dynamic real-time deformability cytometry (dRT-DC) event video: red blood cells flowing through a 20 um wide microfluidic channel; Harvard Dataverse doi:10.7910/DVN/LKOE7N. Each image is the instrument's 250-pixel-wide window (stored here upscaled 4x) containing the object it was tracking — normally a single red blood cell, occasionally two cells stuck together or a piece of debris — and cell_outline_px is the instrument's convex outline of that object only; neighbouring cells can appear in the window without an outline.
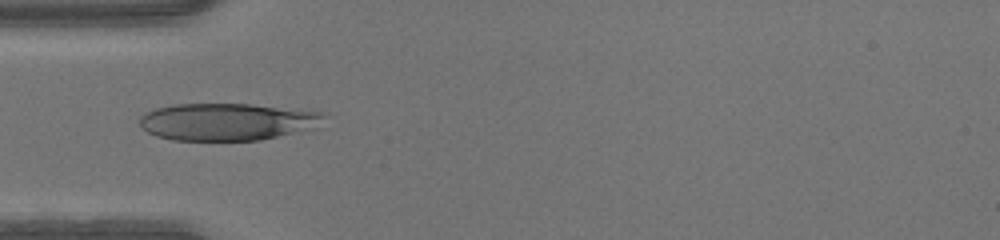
{"species": "human", "species_latin": "Homo sapiens", "temperature_condition": "warm", "stored_images_in_passage": 33, "camera_frame_rate_fps": 3000, "um_per_image_px": 0.085, "donor": {"sex": "male"}, "frame": {"image": 1, "passage_image": 1, "time_ms": 0.0, "image_size_px": [1000, 240], "cell_outline_px": [[324, 116], [316, 128], [260, 140], [172, 140], [156, 136], [148, 132], [140, 124], [140, 116], [144, 112], [156, 108], [172, 104], [252, 104], [324, 112]], "centroid_in_image_um": [19.29, 10.34], "position_along_channel_um": 65.7, "area_um2": 40.0}}
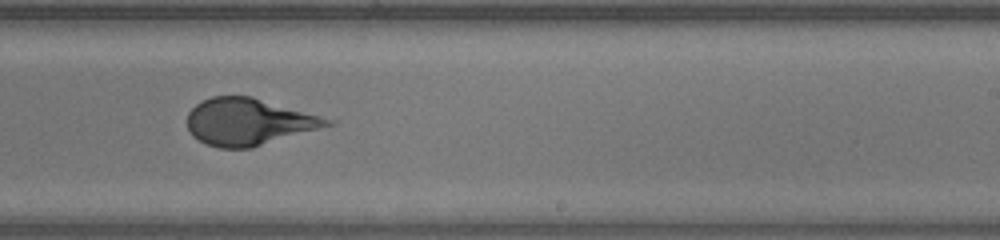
{"frame": {"image": 2, "passage_image": 15, "time_ms": 4.667, "image_size_px": [1000, 240], "cell_outline_px": [[336, 120], [332, 124], [252, 148], [220, 148], [208, 144], [192, 136], [188, 128], [188, 112], [196, 104], [212, 96], [252, 96]], "centroid_in_image_um": [21.12, 10.34], "position_along_channel_um": 267.9, "area_um2": 37.92}}
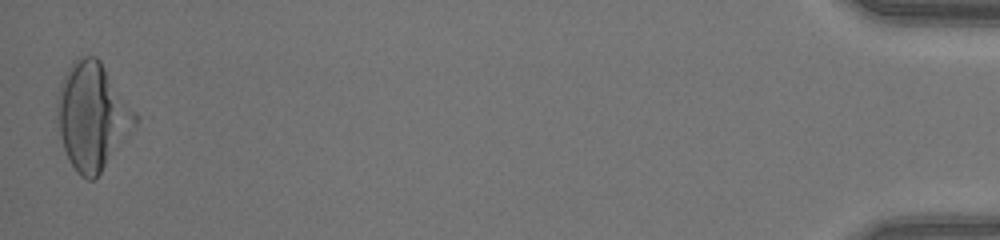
{"frame": {"image": 3, "passage_image": 33, "time_ms": 10.667, "image_size_px": [1000, 240], "cell_outline_px": [[112, 104], [104, 164], [96, 180], [88, 180], [80, 176], [76, 172], [68, 160], [60, 136], [56, 116], [56, 96], [60, 84], [68, 68], [76, 60], [84, 56], [96, 56], [100, 60], [104, 68], [108, 84]], "centroid_in_image_um": [7.2, 9.83], "position_along_channel_um": 428.0, "area_um2": 37.86}}